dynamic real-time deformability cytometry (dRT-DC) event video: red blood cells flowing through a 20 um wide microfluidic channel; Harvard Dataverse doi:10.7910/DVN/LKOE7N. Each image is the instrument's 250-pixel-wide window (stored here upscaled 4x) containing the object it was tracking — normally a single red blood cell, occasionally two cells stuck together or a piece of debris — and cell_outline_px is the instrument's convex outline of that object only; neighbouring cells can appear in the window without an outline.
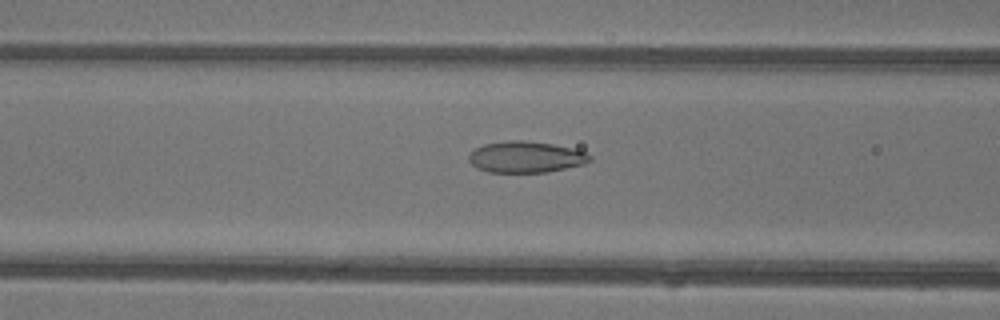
{"species": "common noctule bat (a hibernating species)", "species_latin": "Nyctalus noctula", "temperature_condition": "warm", "stored_images_in_passage": 13, "camera_frame_rate_fps": 3000, "um_per_image_px": 0.085, "animal": {"sex": "female"}, "frame": {"image": 1, "passage_image": 6, "time_ms": 1.667, "image_size_px": [1000, 320], "cell_outline_px": [[592, 160], [584, 164], [544, 172], [488, 172], [476, 168], [468, 160], [468, 156], [476, 148], [484, 144], [508, 140], [524, 140], [552, 144], [572, 148], [584, 152], [592, 156]], "centroid_in_image_um": [44.68, 13.34], "position_along_channel_um": 121.9, "area_um2": 21.96}}
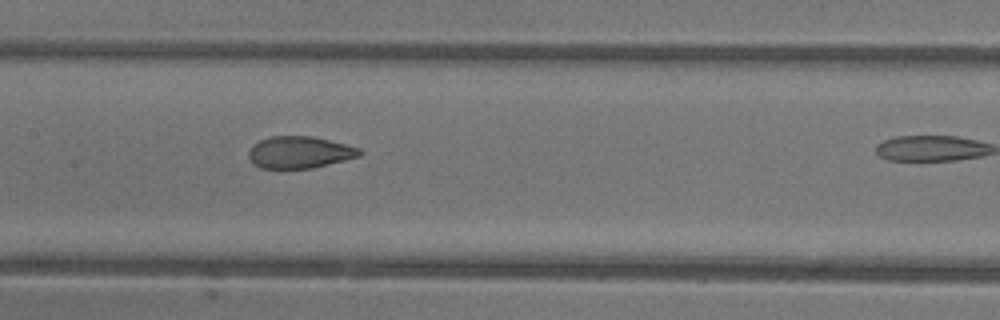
{"frame": {"image": 2, "passage_image": 10, "time_ms": 3.0, "image_size_px": [1000, 320], "cell_outline_px": [[364, 152], [360, 156], [312, 168], [260, 168], [252, 164], [248, 156], [248, 148], [252, 144], [268, 136], [312, 136], [360, 148]], "centroid_in_image_um": [25.41, 12.94], "position_along_channel_um": 182.0, "area_um2": 20.75}}